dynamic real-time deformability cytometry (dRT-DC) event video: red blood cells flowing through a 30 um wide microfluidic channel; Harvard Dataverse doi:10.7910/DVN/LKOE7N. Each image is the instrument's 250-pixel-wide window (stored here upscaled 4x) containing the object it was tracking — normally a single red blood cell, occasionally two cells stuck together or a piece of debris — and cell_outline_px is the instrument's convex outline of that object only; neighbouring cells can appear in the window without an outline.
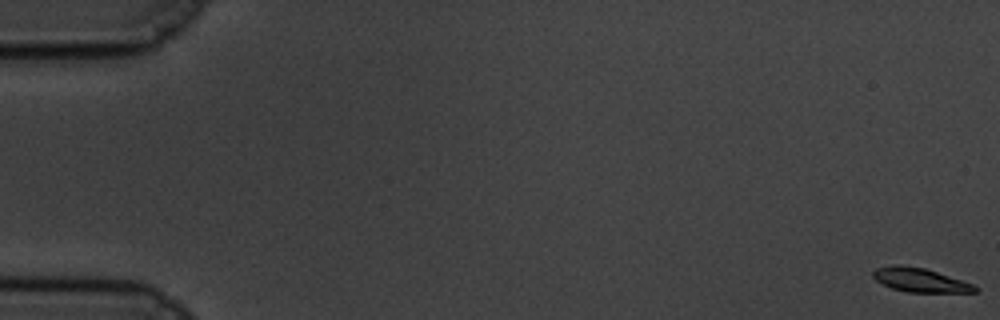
{"species": "common noctule bat (a hibernating species)", "species_latin": "Nyctalus noctula", "temperature_condition": "cold", "stored_images_in_passage": 61, "camera_frame_rate_fps": 3000, "um_per_image_px": 0.085, "animal": {"sex": "male", "body_mass_g": 19.5, "forearm_length_mm": 54.6}, "frame": {"image": 1, "passage_image": 1, "time_ms": 0.0, "image_size_px": [1000, 320], "cell_outline_px": [[980, 288], [976, 292], [908, 292], [892, 288], [876, 280], [872, 276], [872, 272], [876, 268], [892, 264], [900, 264], [924, 268], [972, 284]], "centroid_in_image_um": [78.17, 23.79], "position_along_channel_um": 6.8, "area_um2": 14.05}}
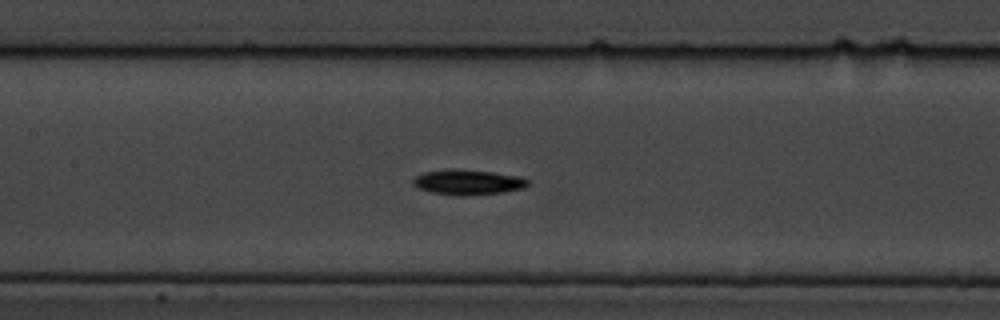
{"frame": {"image": 2, "passage_image": 29, "time_ms": 9.333, "image_size_px": [1000, 320], "cell_outline_px": [[528, 184], [524, 188], [504, 192], [464, 196], [456, 196], [432, 192], [420, 188], [412, 184], [412, 180], [416, 176], [424, 172], [448, 168], [452, 168], [492, 172], [524, 176], [528, 180]], "centroid_in_image_um": [39.79, 15.48], "position_along_channel_um": 167.6, "area_um2": 17.05}}
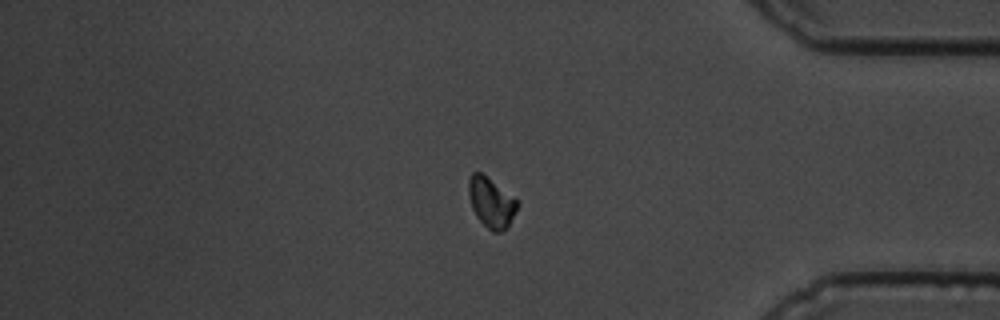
{"frame": {"image": 3, "passage_image": 51, "time_ms": 16.667, "image_size_px": [1000, 320], "cell_outline_px": [[520, 204], [508, 228], [500, 232], [492, 232], [476, 216], [472, 208], [468, 196], [468, 180], [472, 172], [480, 172], [516, 200]], "centroid_in_image_um": [41.74, 17.25], "position_along_channel_um": 393.5, "area_um2": 14.05}, "authors_computed_cell_mechanics": {"area_um2": 15.2014, "velocity_mm_per_s": 3.3863, "shape_relaxation_time_tau1_ms": 1.9356, "shape_relaxation_time_tau2_ms": null, "deformation_change_tau1": 0.1051, "deformation_change_tau2": null}}